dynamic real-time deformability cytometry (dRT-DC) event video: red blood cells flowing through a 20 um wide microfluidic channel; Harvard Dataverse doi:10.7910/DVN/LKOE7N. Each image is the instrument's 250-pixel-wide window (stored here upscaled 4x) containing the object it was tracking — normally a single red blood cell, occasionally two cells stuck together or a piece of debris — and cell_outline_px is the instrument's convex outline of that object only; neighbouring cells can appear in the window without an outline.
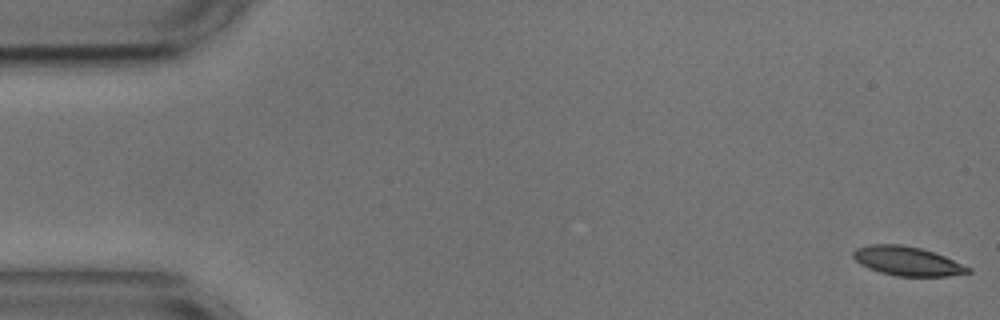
{"species": "common noctule bat (a hibernating species)", "species_latin": "Nyctalus noctula", "temperature_condition": "cold", "stored_images_in_passage": 5, "camera_frame_rate_fps": 3000, "um_per_image_px": 0.085, "animal": {"sex": "male", "body_mass_g": 17.9, "forearm_length_mm": 54.2}, "frame": {"image": 1, "passage_image": 1, "time_ms": 0.0, "image_size_px": [1000, 320], "cell_outline_px": [[972, 272], [948, 276], [896, 276], [880, 272], [868, 268], [860, 264], [852, 256], [852, 252], [856, 248], [872, 244], [900, 244], [920, 248], [944, 256], [972, 268]], "centroid_in_image_um": [77.11, 22.19], "position_along_channel_um": 7.9, "area_um2": 19.42}}
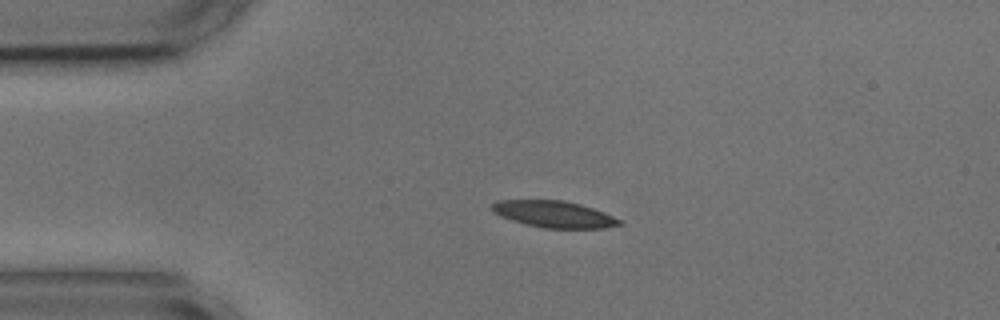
{"frame": {"image": 2, "passage_image": 4, "time_ms": 3.667, "image_size_px": [1000, 320], "cell_outline_px": [[624, 224], [604, 228], [544, 228], [512, 220], [500, 216], [492, 212], [492, 204], [496, 200], [564, 200], [580, 204], [604, 212], [620, 220]], "centroid_in_image_um": [47.08, 18.2], "position_along_channel_um": 37.9, "area_um2": 19.65}}